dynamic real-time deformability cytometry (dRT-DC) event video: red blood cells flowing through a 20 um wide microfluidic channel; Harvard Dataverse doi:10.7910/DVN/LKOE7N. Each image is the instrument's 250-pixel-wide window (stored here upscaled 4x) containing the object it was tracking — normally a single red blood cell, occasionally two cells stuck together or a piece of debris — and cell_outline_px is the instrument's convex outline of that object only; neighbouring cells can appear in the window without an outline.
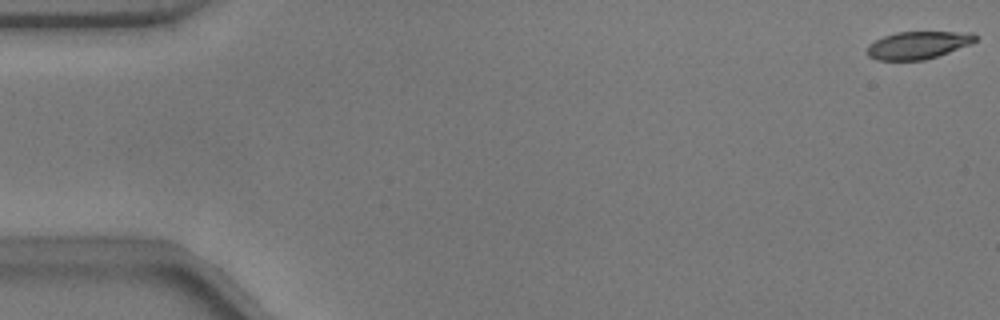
{"species": "common noctule bat (a hibernating species)", "species_latin": "Nyctalus noctula", "temperature_condition": "warm", "stored_images_in_passage": 14, "camera_frame_rate_fps": 3000, "um_per_image_px": 0.085, "animal": {"sex": "male", "body_mass_g": 17.9}, "frame": {"image": 1, "passage_image": 1, "time_ms": 0.0, "image_size_px": [1000, 320], "cell_outline_px": [[976, 40], [972, 44], [924, 60], [876, 60], [868, 56], [868, 44], [884, 36], [896, 32], [972, 32], [976, 36]], "centroid_in_image_um": [78.03, 3.83], "position_along_channel_um": 7.0, "area_um2": 17.28}}